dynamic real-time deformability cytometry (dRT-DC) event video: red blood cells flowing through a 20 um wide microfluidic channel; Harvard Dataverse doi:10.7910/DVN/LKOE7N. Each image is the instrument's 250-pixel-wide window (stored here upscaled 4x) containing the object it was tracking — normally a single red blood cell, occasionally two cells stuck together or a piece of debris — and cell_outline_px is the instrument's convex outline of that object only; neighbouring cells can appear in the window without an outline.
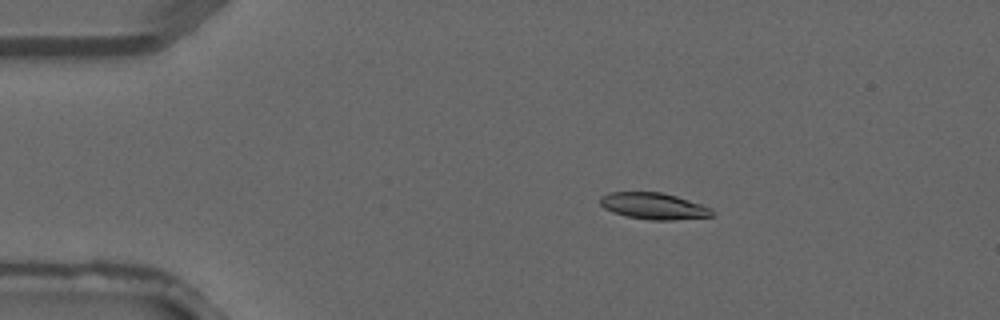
{"species": "common noctule bat (a hibernating species)", "species_latin": "Nyctalus noctula", "temperature_condition": "warm", "stored_images_in_passage": 3, "camera_frame_rate_fps": 3000, "um_per_image_px": 0.085, "animal": {"sex": "male", "forearm_length_mm": 52.5}, "frame": {"image": 1, "passage_image": 2, "time_ms": 0.333, "image_size_px": [1000, 320], "cell_outline_px": [[712, 216], [672, 220], [652, 220], [628, 216], [612, 212], [604, 208], [600, 204], [600, 196], [608, 192], [660, 192], [676, 196], [712, 208]], "centroid_in_image_um": [55.52, 17.51], "position_along_channel_um": 29.5, "area_um2": 17.11}}
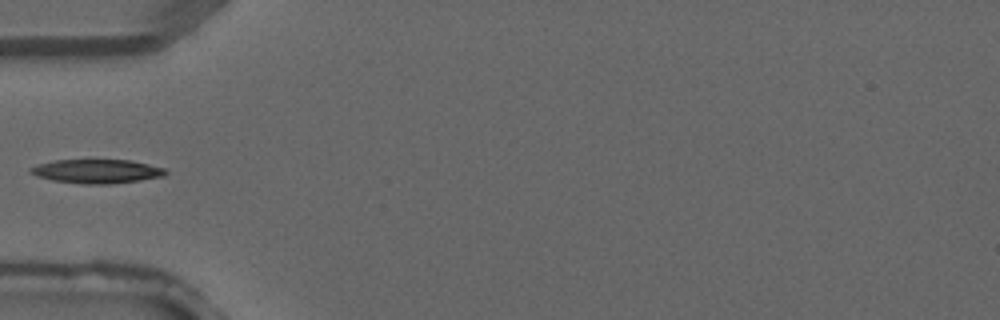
{"frame": {"image": 2, "passage_image": 3, "time_ms": 0.667, "image_size_px": [1000, 320], "cell_outline_px": [[168, 172], [164, 176], [140, 180], [108, 184], [84, 184], [52, 180], [36, 176], [28, 172], [28, 168], [52, 160], [132, 160], [168, 168]], "centroid_in_image_um": [8.26, 14.55], "position_along_channel_um": 76.7, "area_um2": 19.02}}